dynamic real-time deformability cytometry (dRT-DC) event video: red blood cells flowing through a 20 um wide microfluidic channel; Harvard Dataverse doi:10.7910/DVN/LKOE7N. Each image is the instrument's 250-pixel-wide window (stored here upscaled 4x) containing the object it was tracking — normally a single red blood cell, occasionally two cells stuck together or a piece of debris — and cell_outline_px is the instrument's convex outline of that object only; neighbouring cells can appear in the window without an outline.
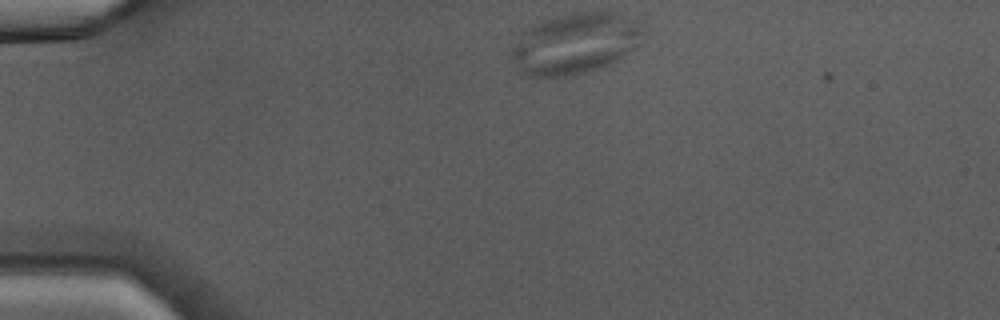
{"species": "Egyptian fruit bat (a non-hibernating species)", "species_latin": "Rousettus aegyptiacus", "temperature_condition": "warm", "stored_images_in_passage": 37, "camera_frame_rate_fps": 3000, "um_per_image_px": 0.085, "animal": {"sex": "male"}, "frame": {"image": 1, "passage_image": 1, "time_ms": 0.0, "image_size_px": [1000, 320], "cell_outline_px": [[644, 32], [636, 44], [632, 48], [616, 60], [608, 64], [588, 72], [564, 76], [528, 76], [508, 56], [508, 52], [524, 32], [528, 28], [540, 20], [572, 12], [616, 12], [640, 20]], "centroid_in_image_um": [48.88, 3.66], "position_along_channel_um": 36.1, "area_um2": 46.47}}